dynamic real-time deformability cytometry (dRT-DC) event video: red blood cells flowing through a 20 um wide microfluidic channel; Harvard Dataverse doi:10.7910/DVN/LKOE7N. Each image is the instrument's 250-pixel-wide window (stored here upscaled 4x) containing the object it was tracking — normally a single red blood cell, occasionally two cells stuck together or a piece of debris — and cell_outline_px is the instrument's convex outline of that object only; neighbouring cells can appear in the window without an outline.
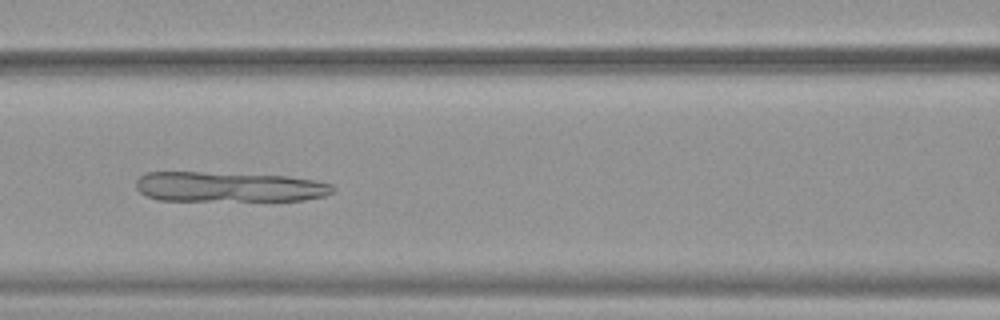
{"species": "common noctule bat (a hibernating species)", "species_latin": "Nyctalus noctula", "temperature_condition": "warm", "stored_images_in_passage": 49, "camera_frame_rate_fps": 3000, "um_per_image_px": 0.085, "animal": {"sex": "female", "body_mass_g": 19.9}, "frame": {"image": 1, "passage_image": 20, "time_ms": 6.333, "image_size_px": [1000, 320], "cell_outline_px": [[336, 188], [332, 192], [324, 196], [304, 200], [160, 200], [148, 196], [140, 192], [136, 188], [136, 180], [144, 172], [200, 172], [288, 176], [316, 180], [332, 184]], "centroid_in_image_um": [19.47, 15.88], "position_along_channel_um": 147.1, "area_um2": 34.45}}
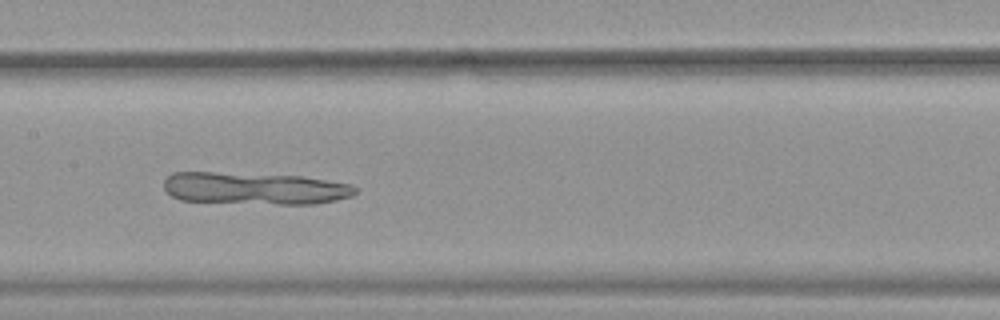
{"frame": {"image": 2, "passage_image": 23, "time_ms": 7.333, "image_size_px": [1000, 320], "cell_outline_px": [[356, 192], [352, 196], [336, 200], [316, 204], [280, 204], [180, 200], [172, 196], [164, 188], [164, 180], [172, 172], [216, 172], [304, 176], [352, 184], [356, 188]], "centroid_in_image_um": [21.67, 16.0], "position_along_channel_um": 185.7, "area_um2": 35.95}}
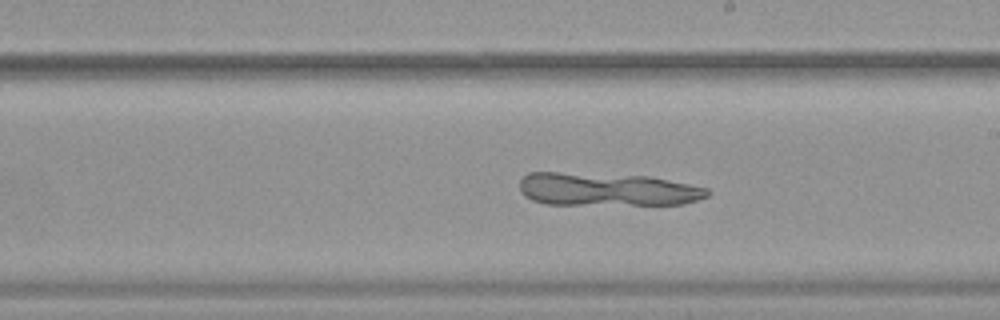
{"frame": {"image": 3, "passage_image": 27, "time_ms": 8.667, "image_size_px": [1000, 320], "cell_outline_px": [[712, 192], [708, 196], [684, 204], [544, 204], [532, 200], [524, 196], [520, 192], [520, 180], [528, 172], [560, 172], [648, 176], [708, 188]], "centroid_in_image_um": [51.56, 16.09], "position_along_channel_um": 237.4, "area_um2": 36.24}}